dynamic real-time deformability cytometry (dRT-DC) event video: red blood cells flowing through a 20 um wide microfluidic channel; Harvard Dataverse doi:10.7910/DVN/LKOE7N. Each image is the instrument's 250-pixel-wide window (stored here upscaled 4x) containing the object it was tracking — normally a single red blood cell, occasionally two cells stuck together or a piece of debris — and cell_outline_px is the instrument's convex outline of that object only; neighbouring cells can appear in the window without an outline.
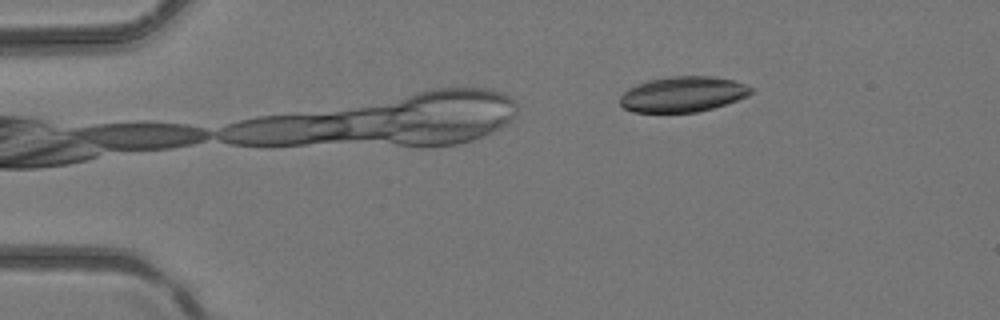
{"species": "common noctule bat (a hibernating species)", "species_latin": "Nyctalus noctula", "temperature_condition": "room temperature", "stored_images_in_passage": 24, "camera_frame_rate_fps": 3000, "um_per_image_px": 0.085, "animal": {"sex": "female", "body_mass_g": 24.6, "forearm_length_mm": 56.2}, "frame": {"image": 1, "passage_image": 1, "time_ms": 0.0, "image_size_px": [1000, 320], "cell_outline_px": [[752, 92], [748, 96], [712, 108], [696, 112], [632, 112], [624, 108], [620, 104], [620, 96], [628, 88], [636, 84], [648, 80], [672, 76], [712, 76], [732, 80], [744, 84], [752, 88]], "centroid_in_image_um": [58.01, 8.01], "position_along_channel_um": 27.0, "area_um2": 26.93}}